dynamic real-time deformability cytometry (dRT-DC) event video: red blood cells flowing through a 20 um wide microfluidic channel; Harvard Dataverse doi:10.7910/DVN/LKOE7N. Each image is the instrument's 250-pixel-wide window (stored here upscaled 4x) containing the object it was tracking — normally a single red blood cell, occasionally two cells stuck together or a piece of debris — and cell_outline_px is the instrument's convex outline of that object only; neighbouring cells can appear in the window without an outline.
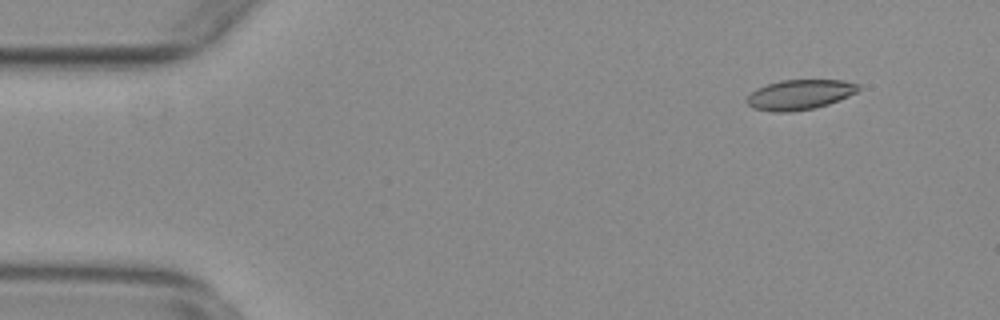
{"species": "common noctule bat (a hibernating species)", "species_latin": "Nyctalus noctula", "temperature_condition": "warm", "stored_images_in_passage": 20, "camera_frame_rate_fps": 3000, "um_per_image_px": 0.085, "animal": {"sex": "female", "body_mass_g": 29.2, "forearm_length_mm": 56.3}, "frame": {"image": 1, "passage_image": 6, "time_ms": 1.667, "image_size_px": [1000, 320], "cell_outline_px": [[860, 88], [856, 92], [848, 96], [828, 104], [816, 108], [792, 112], [772, 112], [752, 108], [744, 100], [756, 88], [780, 80], [844, 80], [860, 84]], "centroid_in_image_um": [67.96, 8.05], "position_along_channel_um": 17.0, "area_um2": 19.65}}